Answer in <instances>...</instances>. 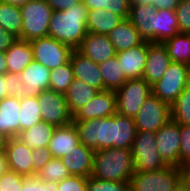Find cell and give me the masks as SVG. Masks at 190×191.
<instances>
[{"label": "cell", "mask_w": 190, "mask_h": 191, "mask_svg": "<svg viewBox=\"0 0 190 191\" xmlns=\"http://www.w3.org/2000/svg\"><path fill=\"white\" fill-rule=\"evenodd\" d=\"M88 8L82 1L65 11H53L48 36L77 49L87 32Z\"/></svg>", "instance_id": "6da1fadb"}, {"label": "cell", "mask_w": 190, "mask_h": 191, "mask_svg": "<svg viewBox=\"0 0 190 191\" xmlns=\"http://www.w3.org/2000/svg\"><path fill=\"white\" fill-rule=\"evenodd\" d=\"M134 172L131 148L94 150L91 176L101 180L130 181Z\"/></svg>", "instance_id": "7a4b0ae2"}, {"label": "cell", "mask_w": 190, "mask_h": 191, "mask_svg": "<svg viewBox=\"0 0 190 191\" xmlns=\"http://www.w3.org/2000/svg\"><path fill=\"white\" fill-rule=\"evenodd\" d=\"M80 142L93 149L113 148L116 141V114L107 118L73 120Z\"/></svg>", "instance_id": "3957f363"}, {"label": "cell", "mask_w": 190, "mask_h": 191, "mask_svg": "<svg viewBox=\"0 0 190 191\" xmlns=\"http://www.w3.org/2000/svg\"><path fill=\"white\" fill-rule=\"evenodd\" d=\"M23 26L22 40L47 37L53 10L44 0H30L20 6Z\"/></svg>", "instance_id": "277c9868"}, {"label": "cell", "mask_w": 190, "mask_h": 191, "mask_svg": "<svg viewBox=\"0 0 190 191\" xmlns=\"http://www.w3.org/2000/svg\"><path fill=\"white\" fill-rule=\"evenodd\" d=\"M180 179V167L175 166L157 171H135L130 180L131 191H174Z\"/></svg>", "instance_id": "5b68a950"}, {"label": "cell", "mask_w": 190, "mask_h": 191, "mask_svg": "<svg viewBox=\"0 0 190 191\" xmlns=\"http://www.w3.org/2000/svg\"><path fill=\"white\" fill-rule=\"evenodd\" d=\"M131 151L137 172L157 171L167 166L156 147L155 132L137 131Z\"/></svg>", "instance_id": "8992f818"}, {"label": "cell", "mask_w": 190, "mask_h": 191, "mask_svg": "<svg viewBox=\"0 0 190 191\" xmlns=\"http://www.w3.org/2000/svg\"><path fill=\"white\" fill-rule=\"evenodd\" d=\"M151 93L152 87L144 78L128 79L115 91L117 113L134 118Z\"/></svg>", "instance_id": "52a82bcc"}, {"label": "cell", "mask_w": 190, "mask_h": 191, "mask_svg": "<svg viewBox=\"0 0 190 191\" xmlns=\"http://www.w3.org/2000/svg\"><path fill=\"white\" fill-rule=\"evenodd\" d=\"M33 60L50 70L57 69L70 61L74 49L49 36L30 41Z\"/></svg>", "instance_id": "ba28073f"}, {"label": "cell", "mask_w": 190, "mask_h": 191, "mask_svg": "<svg viewBox=\"0 0 190 191\" xmlns=\"http://www.w3.org/2000/svg\"><path fill=\"white\" fill-rule=\"evenodd\" d=\"M187 74L188 65L171 62L162 78L152 86V93L171 105L188 86Z\"/></svg>", "instance_id": "9c48e42d"}, {"label": "cell", "mask_w": 190, "mask_h": 191, "mask_svg": "<svg viewBox=\"0 0 190 191\" xmlns=\"http://www.w3.org/2000/svg\"><path fill=\"white\" fill-rule=\"evenodd\" d=\"M171 119L170 105L151 93L134 117L137 131L157 132Z\"/></svg>", "instance_id": "30bf717a"}, {"label": "cell", "mask_w": 190, "mask_h": 191, "mask_svg": "<svg viewBox=\"0 0 190 191\" xmlns=\"http://www.w3.org/2000/svg\"><path fill=\"white\" fill-rule=\"evenodd\" d=\"M42 121L55 127L65 126L73 122L65 95L51 89L42 91L38 96Z\"/></svg>", "instance_id": "8fae6325"}, {"label": "cell", "mask_w": 190, "mask_h": 191, "mask_svg": "<svg viewBox=\"0 0 190 191\" xmlns=\"http://www.w3.org/2000/svg\"><path fill=\"white\" fill-rule=\"evenodd\" d=\"M156 147L167 166L179 167L180 124L170 119L155 132Z\"/></svg>", "instance_id": "7c38bea8"}, {"label": "cell", "mask_w": 190, "mask_h": 191, "mask_svg": "<svg viewBox=\"0 0 190 191\" xmlns=\"http://www.w3.org/2000/svg\"><path fill=\"white\" fill-rule=\"evenodd\" d=\"M117 113L115 91H99L90 101L80 107L73 120H91L111 117Z\"/></svg>", "instance_id": "4fadbf2b"}, {"label": "cell", "mask_w": 190, "mask_h": 191, "mask_svg": "<svg viewBox=\"0 0 190 191\" xmlns=\"http://www.w3.org/2000/svg\"><path fill=\"white\" fill-rule=\"evenodd\" d=\"M32 148L19 138H9L5 148L8 169L22 176H33Z\"/></svg>", "instance_id": "5bb4252c"}, {"label": "cell", "mask_w": 190, "mask_h": 191, "mask_svg": "<svg viewBox=\"0 0 190 191\" xmlns=\"http://www.w3.org/2000/svg\"><path fill=\"white\" fill-rule=\"evenodd\" d=\"M156 17L154 5L131 4L128 19L144 41L156 43Z\"/></svg>", "instance_id": "9a60e30c"}, {"label": "cell", "mask_w": 190, "mask_h": 191, "mask_svg": "<svg viewBox=\"0 0 190 191\" xmlns=\"http://www.w3.org/2000/svg\"><path fill=\"white\" fill-rule=\"evenodd\" d=\"M147 54L148 41H143L135 47L116 53L117 60L127 79L143 78Z\"/></svg>", "instance_id": "2e32d148"}, {"label": "cell", "mask_w": 190, "mask_h": 191, "mask_svg": "<svg viewBox=\"0 0 190 191\" xmlns=\"http://www.w3.org/2000/svg\"><path fill=\"white\" fill-rule=\"evenodd\" d=\"M171 62L167 49L162 43L148 42V54L143 78L152 87L162 78Z\"/></svg>", "instance_id": "e0dca14e"}, {"label": "cell", "mask_w": 190, "mask_h": 191, "mask_svg": "<svg viewBox=\"0 0 190 191\" xmlns=\"http://www.w3.org/2000/svg\"><path fill=\"white\" fill-rule=\"evenodd\" d=\"M70 63L72 65L74 78L84 81L98 91L105 90L99 64L94 63L77 49H74L72 52Z\"/></svg>", "instance_id": "ac0fdd59"}, {"label": "cell", "mask_w": 190, "mask_h": 191, "mask_svg": "<svg viewBox=\"0 0 190 191\" xmlns=\"http://www.w3.org/2000/svg\"><path fill=\"white\" fill-rule=\"evenodd\" d=\"M77 50L94 63L100 64L116 56V50L107 35L88 32Z\"/></svg>", "instance_id": "d6986e66"}, {"label": "cell", "mask_w": 190, "mask_h": 191, "mask_svg": "<svg viewBox=\"0 0 190 191\" xmlns=\"http://www.w3.org/2000/svg\"><path fill=\"white\" fill-rule=\"evenodd\" d=\"M80 143L78 131L72 122L55 128L47 148L53 158L60 159L63 156L72 154L75 146Z\"/></svg>", "instance_id": "ffe728a7"}, {"label": "cell", "mask_w": 190, "mask_h": 191, "mask_svg": "<svg viewBox=\"0 0 190 191\" xmlns=\"http://www.w3.org/2000/svg\"><path fill=\"white\" fill-rule=\"evenodd\" d=\"M51 70L36 61H32L21 73L24 82L25 97H37L49 89Z\"/></svg>", "instance_id": "44dd1931"}, {"label": "cell", "mask_w": 190, "mask_h": 191, "mask_svg": "<svg viewBox=\"0 0 190 191\" xmlns=\"http://www.w3.org/2000/svg\"><path fill=\"white\" fill-rule=\"evenodd\" d=\"M20 98L5 97L0 100V132L9 138L20 134Z\"/></svg>", "instance_id": "7402d4cb"}, {"label": "cell", "mask_w": 190, "mask_h": 191, "mask_svg": "<svg viewBox=\"0 0 190 191\" xmlns=\"http://www.w3.org/2000/svg\"><path fill=\"white\" fill-rule=\"evenodd\" d=\"M94 150L83 143L75 146L72 154L63 156L60 160L67 167L70 175L89 177L93 170Z\"/></svg>", "instance_id": "603a6c76"}, {"label": "cell", "mask_w": 190, "mask_h": 191, "mask_svg": "<svg viewBox=\"0 0 190 191\" xmlns=\"http://www.w3.org/2000/svg\"><path fill=\"white\" fill-rule=\"evenodd\" d=\"M107 36L116 52L128 50L144 41L128 18L120 22Z\"/></svg>", "instance_id": "cb8c5ba5"}, {"label": "cell", "mask_w": 190, "mask_h": 191, "mask_svg": "<svg viewBox=\"0 0 190 191\" xmlns=\"http://www.w3.org/2000/svg\"><path fill=\"white\" fill-rule=\"evenodd\" d=\"M7 72L20 74L32 61L33 53L29 41L17 39L7 51Z\"/></svg>", "instance_id": "d4e9b609"}, {"label": "cell", "mask_w": 190, "mask_h": 191, "mask_svg": "<svg viewBox=\"0 0 190 191\" xmlns=\"http://www.w3.org/2000/svg\"><path fill=\"white\" fill-rule=\"evenodd\" d=\"M124 19L108 10H88L86 28L87 32L107 35Z\"/></svg>", "instance_id": "484cf974"}, {"label": "cell", "mask_w": 190, "mask_h": 191, "mask_svg": "<svg viewBox=\"0 0 190 191\" xmlns=\"http://www.w3.org/2000/svg\"><path fill=\"white\" fill-rule=\"evenodd\" d=\"M55 128V126L41 121L33 125L31 128L21 131L17 138H19L26 146L32 148V150L48 147Z\"/></svg>", "instance_id": "4316f807"}, {"label": "cell", "mask_w": 190, "mask_h": 191, "mask_svg": "<svg viewBox=\"0 0 190 191\" xmlns=\"http://www.w3.org/2000/svg\"><path fill=\"white\" fill-rule=\"evenodd\" d=\"M99 91L82 80L74 78L64 93L70 113L73 115L80 107L90 101Z\"/></svg>", "instance_id": "83f0119b"}, {"label": "cell", "mask_w": 190, "mask_h": 191, "mask_svg": "<svg viewBox=\"0 0 190 191\" xmlns=\"http://www.w3.org/2000/svg\"><path fill=\"white\" fill-rule=\"evenodd\" d=\"M0 26L22 40L23 18L20 6L0 1Z\"/></svg>", "instance_id": "f1b7e54d"}, {"label": "cell", "mask_w": 190, "mask_h": 191, "mask_svg": "<svg viewBox=\"0 0 190 191\" xmlns=\"http://www.w3.org/2000/svg\"><path fill=\"white\" fill-rule=\"evenodd\" d=\"M162 44L172 62L190 65V34L178 33Z\"/></svg>", "instance_id": "f546056e"}, {"label": "cell", "mask_w": 190, "mask_h": 191, "mask_svg": "<svg viewBox=\"0 0 190 191\" xmlns=\"http://www.w3.org/2000/svg\"><path fill=\"white\" fill-rule=\"evenodd\" d=\"M99 69L103 77L105 90L116 91L128 80L116 56L108 58L103 63H100Z\"/></svg>", "instance_id": "4dcf8cb0"}, {"label": "cell", "mask_w": 190, "mask_h": 191, "mask_svg": "<svg viewBox=\"0 0 190 191\" xmlns=\"http://www.w3.org/2000/svg\"><path fill=\"white\" fill-rule=\"evenodd\" d=\"M178 33L179 27L175 10H157L156 43H163Z\"/></svg>", "instance_id": "1f68e13d"}, {"label": "cell", "mask_w": 190, "mask_h": 191, "mask_svg": "<svg viewBox=\"0 0 190 191\" xmlns=\"http://www.w3.org/2000/svg\"><path fill=\"white\" fill-rule=\"evenodd\" d=\"M136 133L134 118L116 113V141H114L113 148H131Z\"/></svg>", "instance_id": "d6a6232c"}, {"label": "cell", "mask_w": 190, "mask_h": 191, "mask_svg": "<svg viewBox=\"0 0 190 191\" xmlns=\"http://www.w3.org/2000/svg\"><path fill=\"white\" fill-rule=\"evenodd\" d=\"M38 97L20 98V132L42 121Z\"/></svg>", "instance_id": "836d02e7"}, {"label": "cell", "mask_w": 190, "mask_h": 191, "mask_svg": "<svg viewBox=\"0 0 190 191\" xmlns=\"http://www.w3.org/2000/svg\"><path fill=\"white\" fill-rule=\"evenodd\" d=\"M171 119L178 124L190 125V86L170 105Z\"/></svg>", "instance_id": "e575fe53"}, {"label": "cell", "mask_w": 190, "mask_h": 191, "mask_svg": "<svg viewBox=\"0 0 190 191\" xmlns=\"http://www.w3.org/2000/svg\"><path fill=\"white\" fill-rule=\"evenodd\" d=\"M74 80L73 69L70 61L57 69L51 70L49 89L65 93Z\"/></svg>", "instance_id": "d590c367"}, {"label": "cell", "mask_w": 190, "mask_h": 191, "mask_svg": "<svg viewBox=\"0 0 190 191\" xmlns=\"http://www.w3.org/2000/svg\"><path fill=\"white\" fill-rule=\"evenodd\" d=\"M37 176L45 181H54L59 183L66 177L71 176L67 167L59 158H52L37 172Z\"/></svg>", "instance_id": "8d00e7d4"}, {"label": "cell", "mask_w": 190, "mask_h": 191, "mask_svg": "<svg viewBox=\"0 0 190 191\" xmlns=\"http://www.w3.org/2000/svg\"><path fill=\"white\" fill-rule=\"evenodd\" d=\"M88 191H131L130 181L101 180L94 176L87 177Z\"/></svg>", "instance_id": "74e56055"}, {"label": "cell", "mask_w": 190, "mask_h": 191, "mask_svg": "<svg viewBox=\"0 0 190 191\" xmlns=\"http://www.w3.org/2000/svg\"><path fill=\"white\" fill-rule=\"evenodd\" d=\"M22 189L23 191H58L59 188L57 182H45L35 175L24 177Z\"/></svg>", "instance_id": "f35d334b"}, {"label": "cell", "mask_w": 190, "mask_h": 191, "mask_svg": "<svg viewBox=\"0 0 190 191\" xmlns=\"http://www.w3.org/2000/svg\"><path fill=\"white\" fill-rule=\"evenodd\" d=\"M24 177L8 169L0 176V191H23Z\"/></svg>", "instance_id": "ab89813d"}, {"label": "cell", "mask_w": 190, "mask_h": 191, "mask_svg": "<svg viewBox=\"0 0 190 191\" xmlns=\"http://www.w3.org/2000/svg\"><path fill=\"white\" fill-rule=\"evenodd\" d=\"M179 33L190 34V0H180L175 8Z\"/></svg>", "instance_id": "60d3db41"}, {"label": "cell", "mask_w": 190, "mask_h": 191, "mask_svg": "<svg viewBox=\"0 0 190 191\" xmlns=\"http://www.w3.org/2000/svg\"><path fill=\"white\" fill-rule=\"evenodd\" d=\"M4 80L7 85L8 96L25 97L26 91H24V82H22L20 74L6 72L4 74Z\"/></svg>", "instance_id": "b9f144b4"}, {"label": "cell", "mask_w": 190, "mask_h": 191, "mask_svg": "<svg viewBox=\"0 0 190 191\" xmlns=\"http://www.w3.org/2000/svg\"><path fill=\"white\" fill-rule=\"evenodd\" d=\"M131 0H102V10H108L121 16L123 19L129 17Z\"/></svg>", "instance_id": "7bdbcfd3"}, {"label": "cell", "mask_w": 190, "mask_h": 191, "mask_svg": "<svg viewBox=\"0 0 190 191\" xmlns=\"http://www.w3.org/2000/svg\"><path fill=\"white\" fill-rule=\"evenodd\" d=\"M58 188V191H88L87 177L71 175L61 180Z\"/></svg>", "instance_id": "ee69618b"}, {"label": "cell", "mask_w": 190, "mask_h": 191, "mask_svg": "<svg viewBox=\"0 0 190 191\" xmlns=\"http://www.w3.org/2000/svg\"><path fill=\"white\" fill-rule=\"evenodd\" d=\"M190 160V125L180 124L179 166Z\"/></svg>", "instance_id": "f6af8a7d"}, {"label": "cell", "mask_w": 190, "mask_h": 191, "mask_svg": "<svg viewBox=\"0 0 190 191\" xmlns=\"http://www.w3.org/2000/svg\"><path fill=\"white\" fill-rule=\"evenodd\" d=\"M52 154L47 147L37 148L32 151L33 176L52 159Z\"/></svg>", "instance_id": "bcb514c9"}, {"label": "cell", "mask_w": 190, "mask_h": 191, "mask_svg": "<svg viewBox=\"0 0 190 191\" xmlns=\"http://www.w3.org/2000/svg\"><path fill=\"white\" fill-rule=\"evenodd\" d=\"M53 11H65L71 7H75L82 0H44Z\"/></svg>", "instance_id": "7dc6e473"}, {"label": "cell", "mask_w": 190, "mask_h": 191, "mask_svg": "<svg viewBox=\"0 0 190 191\" xmlns=\"http://www.w3.org/2000/svg\"><path fill=\"white\" fill-rule=\"evenodd\" d=\"M17 40L15 36L0 26V52H5Z\"/></svg>", "instance_id": "c3c4849f"}, {"label": "cell", "mask_w": 190, "mask_h": 191, "mask_svg": "<svg viewBox=\"0 0 190 191\" xmlns=\"http://www.w3.org/2000/svg\"><path fill=\"white\" fill-rule=\"evenodd\" d=\"M179 2L180 0H155L154 7L156 8V10H175Z\"/></svg>", "instance_id": "681fc988"}, {"label": "cell", "mask_w": 190, "mask_h": 191, "mask_svg": "<svg viewBox=\"0 0 190 191\" xmlns=\"http://www.w3.org/2000/svg\"><path fill=\"white\" fill-rule=\"evenodd\" d=\"M181 178L190 184V160L182 163L180 166Z\"/></svg>", "instance_id": "f907efd6"}, {"label": "cell", "mask_w": 190, "mask_h": 191, "mask_svg": "<svg viewBox=\"0 0 190 191\" xmlns=\"http://www.w3.org/2000/svg\"><path fill=\"white\" fill-rule=\"evenodd\" d=\"M82 3L88 8V10H102V0H82Z\"/></svg>", "instance_id": "816d5d0a"}, {"label": "cell", "mask_w": 190, "mask_h": 191, "mask_svg": "<svg viewBox=\"0 0 190 191\" xmlns=\"http://www.w3.org/2000/svg\"><path fill=\"white\" fill-rule=\"evenodd\" d=\"M7 85L4 80V74H0V100L5 97H8Z\"/></svg>", "instance_id": "f5cc1de1"}, {"label": "cell", "mask_w": 190, "mask_h": 191, "mask_svg": "<svg viewBox=\"0 0 190 191\" xmlns=\"http://www.w3.org/2000/svg\"><path fill=\"white\" fill-rule=\"evenodd\" d=\"M8 170V163L5 151H0V176Z\"/></svg>", "instance_id": "db71d44e"}, {"label": "cell", "mask_w": 190, "mask_h": 191, "mask_svg": "<svg viewBox=\"0 0 190 191\" xmlns=\"http://www.w3.org/2000/svg\"><path fill=\"white\" fill-rule=\"evenodd\" d=\"M174 191H190V184L181 178Z\"/></svg>", "instance_id": "11a10c76"}, {"label": "cell", "mask_w": 190, "mask_h": 191, "mask_svg": "<svg viewBox=\"0 0 190 191\" xmlns=\"http://www.w3.org/2000/svg\"><path fill=\"white\" fill-rule=\"evenodd\" d=\"M7 72V61L5 57V52H0V74H5Z\"/></svg>", "instance_id": "9f6ffc18"}, {"label": "cell", "mask_w": 190, "mask_h": 191, "mask_svg": "<svg viewBox=\"0 0 190 191\" xmlns=\"http://www.w3.org/2000/svg\"><path fill=\"white\" fill-rule=\"evenodd\" d=\"M8 140H9V137L5 135L4 133L0 132V151H5Z\"/></svg>", "instance_id": "6f0895ef"}, {"label": "cell", "mask_w": 190, "mask_h": 191, "mask_svg": "<svg viewBox=\"0 0 190 191\" xmlns=\"http://www.w3.org/2000/svg\"><path fill=\"white\" fill-rule=\"evenodd\" d=\"M0 1H3L5 3H10L16 6H22L25 5L30 0H0Z\"/></svg>", "instance_id": "680465c9"}, {"label": "cell", "mask_w": 190, "mask_h": 191, "mask_svg": "<svg viewBox=\"0 0 190 191\" xmlns=\"http://www.w3.org/2000/svg\"><path fill=\"white\" fill-rule=\"evenodd\" d=\"M131 4L154 5L155 0H131Z\"/></svg>", "instance_id": "91938a15"}, {"label": "cell", "mask_w": 190, "mask_h": 191, "mask_svg": "<svg viewBox=\"0 0 190 191\" xmlns=\"http://www.w3.org/2000/svg\"><path fill=\"white\" fill-rule=\"evenodd\" d=\"M187 79H188V86H190V65H188Z\"/></svg>", "instance_id": "94428289"}]
</instances>
